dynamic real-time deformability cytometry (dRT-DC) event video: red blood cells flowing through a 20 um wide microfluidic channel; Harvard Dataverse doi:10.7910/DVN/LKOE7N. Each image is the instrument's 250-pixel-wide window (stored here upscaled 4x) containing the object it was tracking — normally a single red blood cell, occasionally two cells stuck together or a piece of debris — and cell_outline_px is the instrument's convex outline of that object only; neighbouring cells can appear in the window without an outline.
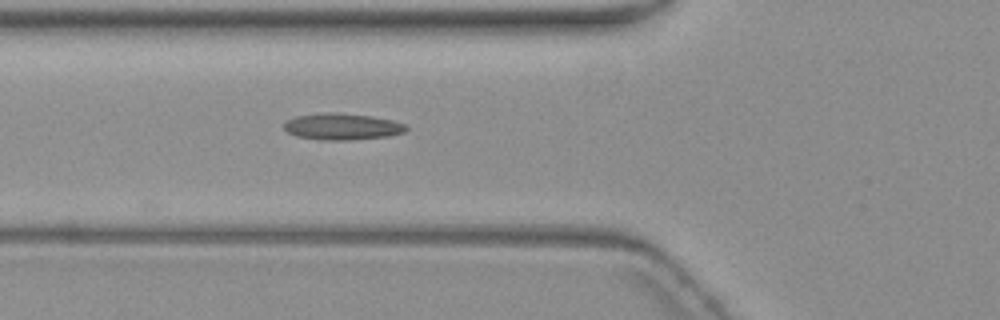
{"species": "common noctule bat (a hibernating species)", "species_latin": "Nyctalus noctula", "temperature_condition": "warm", "stored_images_in_passage": 6, "segment_of_instrument_passage": [1, 2], "camera_frame_rate_fps": 3000, "um_per_image_px": 0.085, "animal": {"sex": "female", "body_mass_g": 19.3, "forearm_length_mm": 54.1}, "frame": {"image": 1, "passage_image": 5, "time_ms": 5.0, "image_size_px": [1000, 320], "cell_outline_px": [[408, 128], [404, 132], [388, 136], [348, 140], [320, 140], [296, 136], [288, 132], [284, 128], [284, 124], [288, 120], [296, 116], [320, 112], [336, 112], [372, 116], [392, 120], [408, 124]], "centroid_in_image_um": [29.1, 10.75], "position_along_channel_um": 96.7, "area_um2": 19.02}}